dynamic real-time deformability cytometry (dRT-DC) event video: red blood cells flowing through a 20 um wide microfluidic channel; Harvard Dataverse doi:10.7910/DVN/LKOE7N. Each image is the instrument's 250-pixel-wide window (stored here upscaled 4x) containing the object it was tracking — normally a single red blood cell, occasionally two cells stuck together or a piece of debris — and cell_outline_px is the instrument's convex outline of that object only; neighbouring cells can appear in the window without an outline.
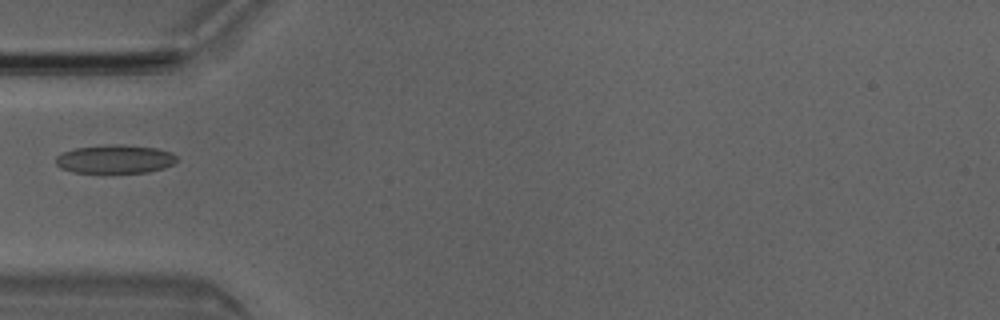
{"species": "Egyptian fruit bat (a non-hibernating species)", "species_latin": "Rousettus aegyptiacus", "temperature_condition": "room temperature", "stored_images_in_passage": 35, "camera_frame_rate_fps": 3000, "um_per_image_px": 0.085, "animal": {"sex": "male"}, "frame": {"image": 1, "passage_image": 1, "time_ms": 0.0, "image_size_px": [1000, 320], "cell_outline_px": [[176, 160], [172, 164], [164, 168], [148, 172], [72, 172], [60, 168], [56, 164], [56, 156], [60, 152], [76, 148], [108, 144], [124, 144], [156, 148], [172, 152], [176, 156]], "centroid_in_image_um": [9.75, 13.51], "position_along_channel_um": 75.2, "area_um2": 20.17}}
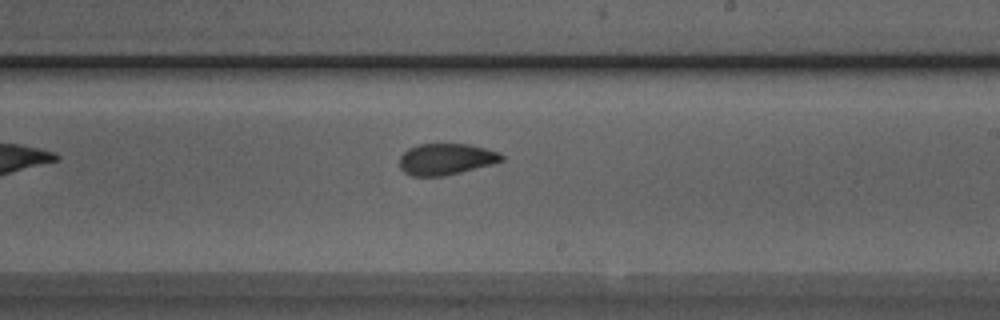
{"frame": {"image": 2, "passage_image": 14, "time_ms": 4.333, "image_size_px": [1000, 320], "cell_outline_px": [[504, 160], [492, 164], [444, 176], [412, 176], [404, 172], [400, 168], [400, 156], [408, 148], [420, 144], [468, 144], [500, 152], [504, 156]], "centroid_in_image_um": [37.91, 13.53], "position_along_channel_um": 251.1, "area_um2": 18.61}}
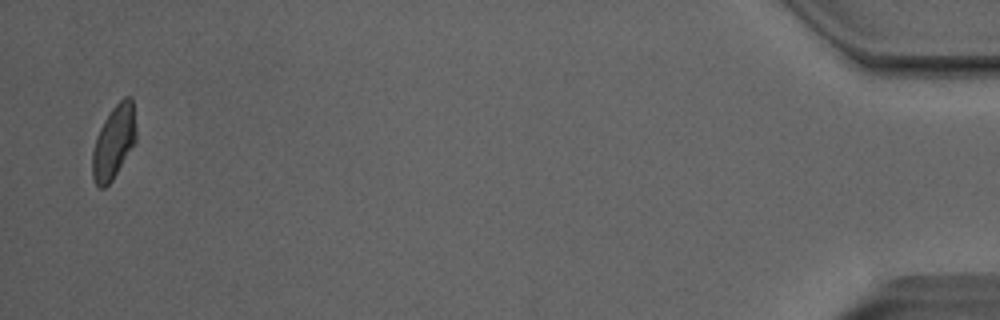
{"frame": {"image": 3, "passage_image": 34, "time_ms": 11.0, "image_size_px": [1000, 320], "cell_outline_px": [[136, 140], [112, 180], [104, 188], [100, 188], [96, 184], [92, 176], [92, 152], [96, 136], [104, 120], [112, 108], [124, 96], [132, 96], [136, 128]], "centroid_in_image_um": [9.67, 12.05], "position_along_channel_um": 425.5, "area_um2": 18.61}}